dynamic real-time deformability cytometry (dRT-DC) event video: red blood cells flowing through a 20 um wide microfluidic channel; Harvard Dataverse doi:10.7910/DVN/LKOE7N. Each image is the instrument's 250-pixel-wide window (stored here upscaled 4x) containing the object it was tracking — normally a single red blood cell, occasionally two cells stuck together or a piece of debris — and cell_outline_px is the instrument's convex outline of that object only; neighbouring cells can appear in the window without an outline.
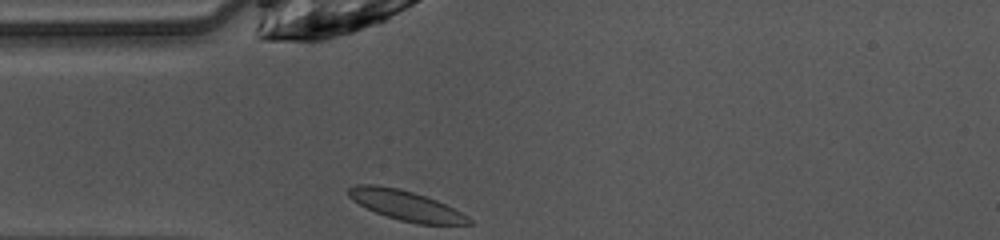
{"species": "common noctule bat (a hibernating species)", "species_latin": "Nyctalus noctula", "temperature_condition": "warm", "stored_images_in_passage": 28, "camera_frame_rate_fps": 3000, "um_per_image_px": 0.085, "animal": {"sex": "female", "body_mass_g": 10.0, "forearm_length_mm": 53.1}, "frame": {"image": 1, "passage_image": 1, "time_ms": 0.0, "image_size_px": [1000, 240], "cell_outline_px": [[472, 224], [416, 224], [400, 220], [376, 212], [352, 200], [348, 196], [348, 188], [356, 184], [376, 184], [396, 188], [412, 192], [436, 200], [468, 216], [472, 220]], "centroid_in_image_um": [34.48, 17.46], "position_along_channel_um": 50.5, "area_um2": 20.63}}
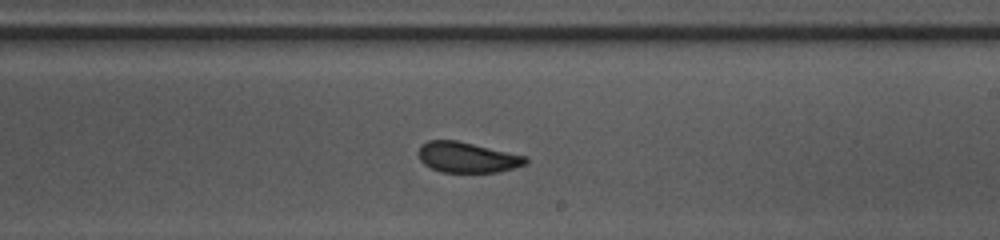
{"frame": {"image": 2, "passage_image": 16, "time_ms": 5.0, "image_size_px": [1000, 240], "cell_outline_px": [[528, 160], [524, 164], [512, 168], [496, 172], [440, 172], [424, 164], [420, 160], [416, 152], [420, 144], [428, 140], [456, 140], [528, 156]], "centroid_in_image_um": [39.66, 13.36], "position_along_channel_um": 249.3, "area_um2": 19.13}}
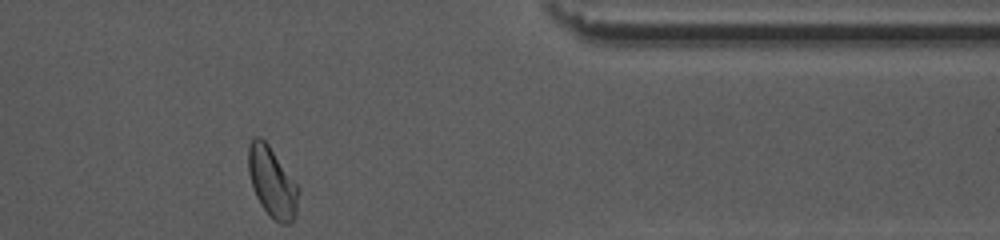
{"frame": {"image": 3, "passage_image": 28, "time_ms": 9.0, "image_size_px": [1000, 240], "cell_outline_px": [[300, 188], [296, 212], [292, 220], [288, 224], [280, 224], [272, 220], [260, 204], [252, 188], [248, 172], [248, 148], [252, 140], [256, 136], [260, 136], [268, 144]], "centroid_in_image_um": [23.12, 15.51], "position_along_channel_um": 388.3, "area_um2": 20.58}, "authors_computed_cell_mechanics": {"area_um2": 20.0566, "velocity_mm_per_s": 4.0507, "shape_relaxation_time_tau1_ms": 2.4071, "shape_relaxation_time_tau2_ms": 1.3254, "deformation_change_tau1": 0.0867, "deformation_change_tau2": 0.0629}}